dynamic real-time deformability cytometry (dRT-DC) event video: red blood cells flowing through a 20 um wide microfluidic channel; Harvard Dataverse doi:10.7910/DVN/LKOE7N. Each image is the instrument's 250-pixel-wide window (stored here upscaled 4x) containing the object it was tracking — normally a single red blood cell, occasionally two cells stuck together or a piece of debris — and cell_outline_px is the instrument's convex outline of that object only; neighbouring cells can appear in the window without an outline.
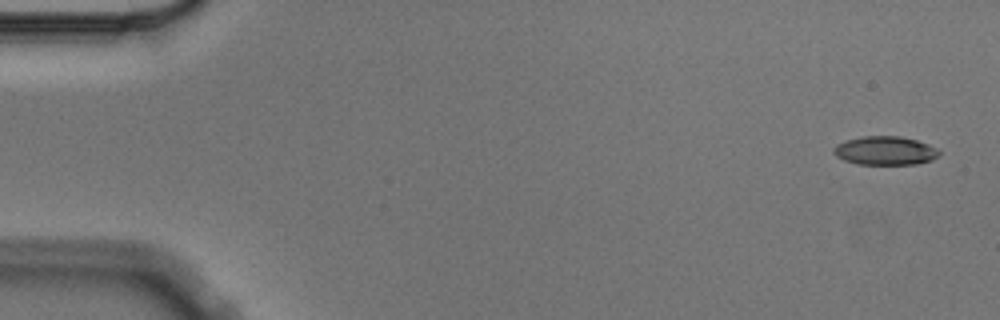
{"species": "Egyptian fruit bat (a non-hibernating species)", "species_latin": "Rousettus aegyptiacus", "temperature_condition": "cold", "stored_images_in_passage": 4, "camera_frame_rate_fps": 3000, "um_per_image_px": 0.085, "animal": {"sex": "male"}, "frame": {"image": 1, "passage_image": 1, "time_ms": 0.0, "image_size_px": [1000, 320], "cell_outline_px": [[940, 156], [932, 160], [916, 164], [860, 164], [844, 160], [836, 156], [832, 152], [832, 148], [836, 144], [848, 140], [864, 136], [900, 136], [916, 140], [928, 144], [936, 148], [940, 152]], "centroid_in_image_um": [75.24, 12.81], "position_along_channel_um": 9.8, "area_um2": 17.63}}
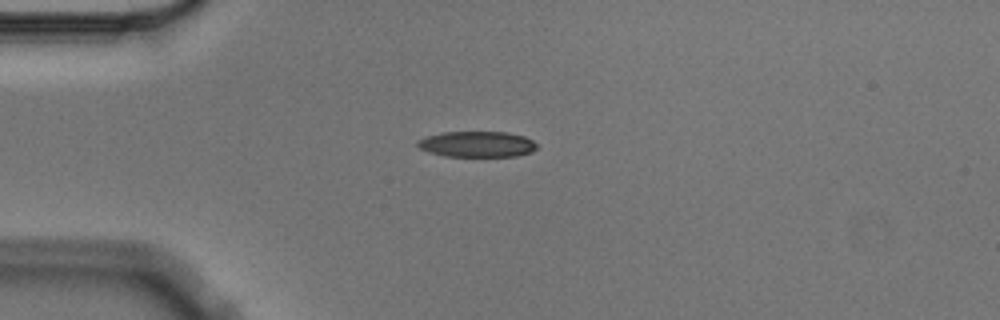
{"frame": {"image": 2, "passage_image": 4, "time_ms": 1.0, "image_size_px": [1000, 320], "cell_outline_px": [[536, 148], [532, 152], [516, 156], [444, 156], [428, 152], [420, 148], [416, 144], [416, 140], [428, 136], [444, 132], [508, 132], [524, 136], [532, 140], [536, 144]], "centroid_in_image_um": [40.54, 12.25], "position_along_channel_um": 44.5, "area_um2": 17.92}}